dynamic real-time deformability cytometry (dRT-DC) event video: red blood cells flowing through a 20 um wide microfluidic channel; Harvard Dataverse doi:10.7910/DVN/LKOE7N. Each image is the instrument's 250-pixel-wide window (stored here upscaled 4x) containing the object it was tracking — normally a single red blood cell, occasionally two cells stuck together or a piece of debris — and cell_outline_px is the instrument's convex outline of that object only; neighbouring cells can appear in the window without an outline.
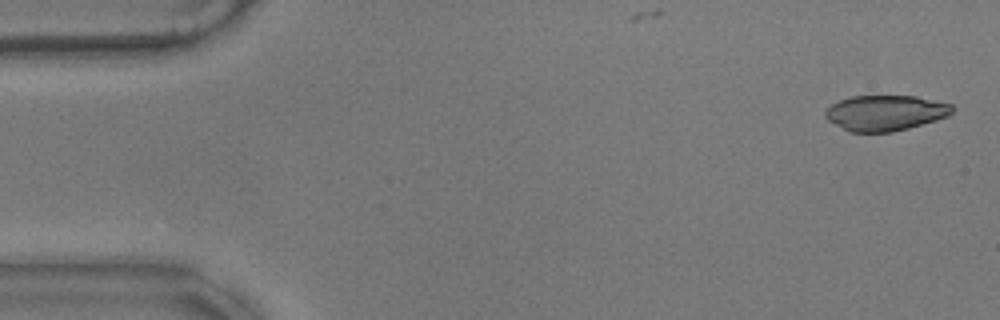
{"species": "common noctule bat (a hibernating species)", "species_latin": "Nyctalus noctula", "temperature_condition": "warm", "stored_images_in_passage": 10, "camera_frame_rate_fps": 3000, "um_per_image_px": 0.085, "animal": {"sex": "male", "body_mass_g": 17.9}, "frame": {"image": 1, "passage_image": 2, "time_ms": 0.333, "image_size_px": [1000, 320], "cell_outline_px": [[952, 112], [948, 116], [936, 120], [908, 128], [892, 132], [848, 132], [828, 120], [824, 116], [824, 112], [832, 104], [840, 100], [852, 96], [916, 96], [952, 104]], "centroid_in_image_um": [75.24, 9.6], "position_along_channel_um": 9.8, "area_um2": 26.18}}